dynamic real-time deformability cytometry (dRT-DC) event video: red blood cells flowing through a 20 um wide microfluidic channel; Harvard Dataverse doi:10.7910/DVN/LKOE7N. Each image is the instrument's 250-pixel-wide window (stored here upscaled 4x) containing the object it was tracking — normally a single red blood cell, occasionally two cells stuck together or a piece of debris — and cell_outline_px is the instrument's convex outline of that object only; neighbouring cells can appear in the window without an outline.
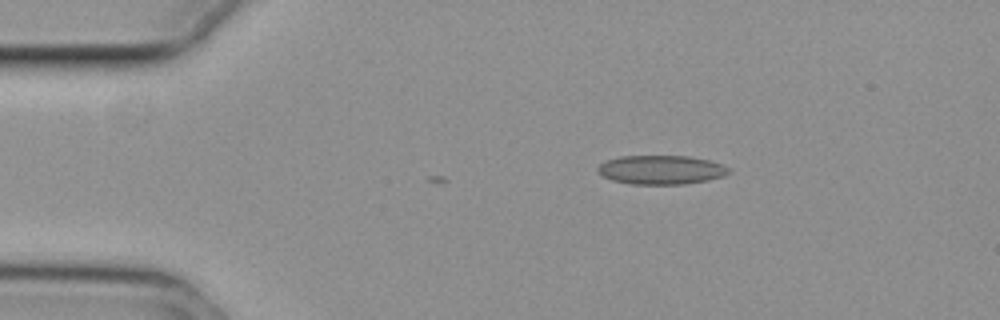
{"species": "common noctule bat (a hibernating species)", "species_latin": "Nyctalus noctula", "temperature_condition": "cold", "stored_images_in_passage": 3, "camera_frame_rate_fps": 3000, "um_per_image_px": 0.085, "animal": {"sex": "female", "body_mass_g": 29.2, "forearm_length_mm": 56.3}, "frame": {"image": 1, "passage_image": 1, "time_ms": 0.0, "image_size_px": [1000, 320], "cell_outline_px": [[732, 172], [724, 176], [708, 180], [684, 184], [632, 184], [612, 180], [596, 172], [596, 168], [604, 160], [620, 156], [688, 156], [708, 160], [724, 164]], "centroid_in_image_um": [56.19, 14.43], "position_along_channel_um": 28.8, "area_um2": 22.31}}